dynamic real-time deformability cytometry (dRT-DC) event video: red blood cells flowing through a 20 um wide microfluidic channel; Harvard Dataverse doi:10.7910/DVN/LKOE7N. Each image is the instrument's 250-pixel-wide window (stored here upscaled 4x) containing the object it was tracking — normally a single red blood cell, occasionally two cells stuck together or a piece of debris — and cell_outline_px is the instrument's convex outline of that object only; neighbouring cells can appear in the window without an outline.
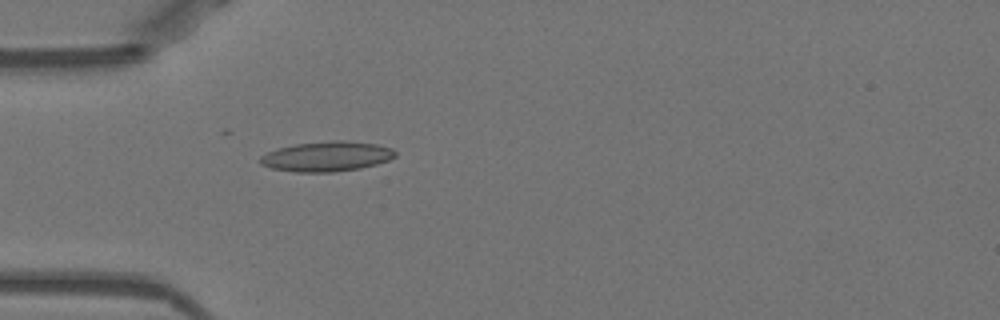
{"species": "Egyptian fruit bat (a non-hibernating species)", "species_latin": "Rousettus aegyptiacus", "temperature_condition": "warm", "stored_images_in_passage": 38, "camera_frame_rate_fps": 3000, "um_per_image_px": 0.085, "animal": {"sex": "female"}, "frame": {"image": 1, "passage_image": 2, "time_ms": 0.333, "image_size_px": [1000, 320], "cell_outline_px": [[396, 156], [388, 160], [376, 164], [360, 168], [332, 172], [296, 172], [272, 168], [260, 164], [260, 156], [276, 148], [296, 144], [332, 140], [344, 140], [376, 144], [392, 148], [396, 152]], "centroid_in_image_um": [27.77, 13.29], "position_along_channel_um": 57.2, "area_um2": 23.58}}
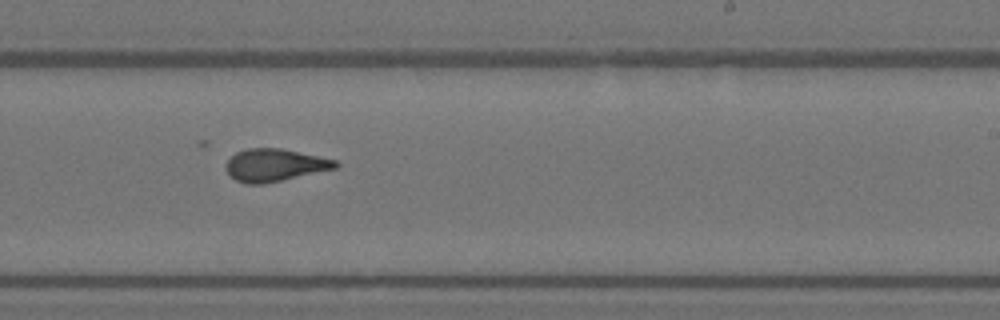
{"frame": {"image": 2, "passage_image": 18, "time_ms": 5.667, "image_size_px": [1000, 320], "cell_outline_px": [[340, 164], [336, 168], [264, 184], [244, 184], [236, 180], [224, 168], [228, 160], [236, 152], [248, 148], [280, 148], [336, 160]], "centroid_in_image_um": [23.33, 14.04], "position_along_channel_um": 265.7, "area_um2": 20.58}}
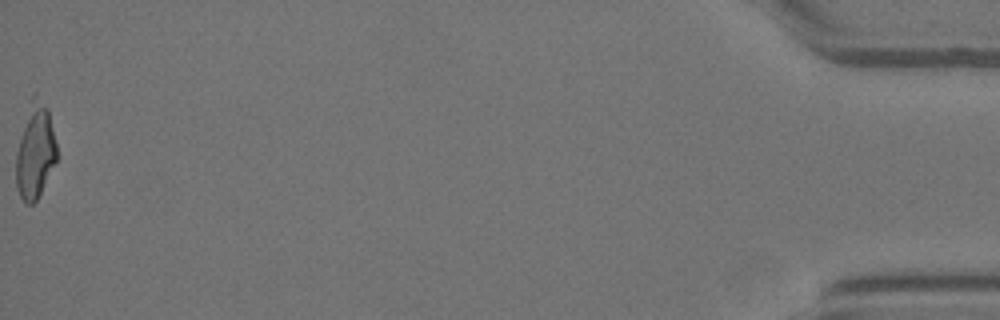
{"frame": {"image": 3, "passage_image": 38, "time_ms": 12.333, "image_size_px": [1000, 320], "cell_outline_px": [[56, 160], [36, 200], [32, 204], [24, 204], [16, 188], [16, 152], [32, 96], [36, 92], [48, 108], [56, 144]], "centroid_in_image_um": [2.98, 12.87], "position_along_channel_um": 432.2, "area_um2": 21.96}}